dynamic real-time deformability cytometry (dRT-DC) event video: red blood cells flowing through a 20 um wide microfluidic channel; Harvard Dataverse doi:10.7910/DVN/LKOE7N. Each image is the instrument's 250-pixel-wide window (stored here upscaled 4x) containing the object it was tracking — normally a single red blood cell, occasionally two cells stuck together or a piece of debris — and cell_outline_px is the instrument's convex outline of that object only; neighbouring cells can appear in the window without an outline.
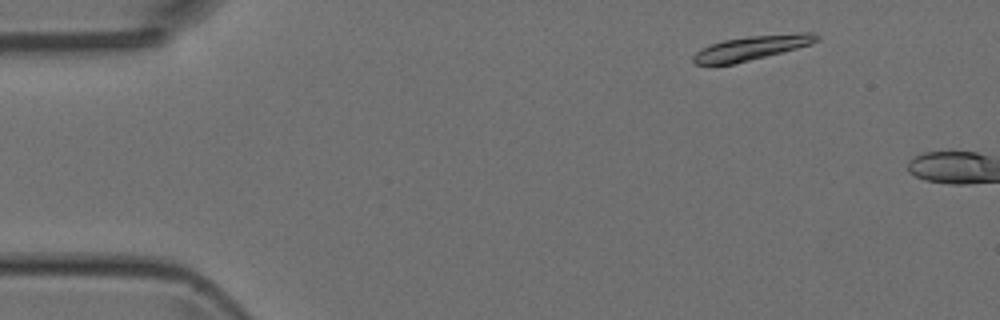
{"species": "Egyptian fruit bat (a non-hibernating species)", "species_latin": "Rousettus aegyptiacus", "temperature_condition": "room temperature", "stored_images_in_passage": 2, "camera_frame_rate_fps": 3000, "um_per_image_px": 0.085, "animal": {"sex": "female"}, "frame": {"image": 1, "passage_image": 1, "time_ms": 0.0, "image_size_px": [1000, 320], "cell_outline_px": [[820, 40], [812, 44], [736, 64], [696, 64], [692, 60], [692, 56], [700, 48], [724, 40], [748, 36], [796, 32], [812, 32], [820, 36]], "centroid_in_image_um": [63.93, 4.05], "position_along_channel_um": 21.1, "area_um2": 17.69}}